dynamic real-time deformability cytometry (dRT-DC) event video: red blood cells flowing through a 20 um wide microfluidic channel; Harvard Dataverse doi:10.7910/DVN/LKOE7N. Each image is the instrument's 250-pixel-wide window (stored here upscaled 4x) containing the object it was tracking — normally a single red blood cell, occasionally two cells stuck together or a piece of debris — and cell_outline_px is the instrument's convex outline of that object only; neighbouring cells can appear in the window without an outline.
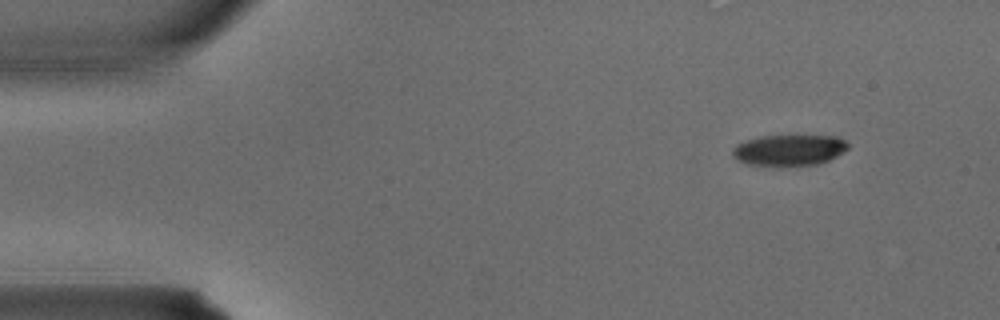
{"species": "common noctule bat (a hibernating species)", "species_latin": "Nyctalus noctula", "temperature_condition": "warm", "stored_images_in_passage": 2, "camera_frame_rate_fps": 3000, "um_per_image_px": 0.085, "animal": {"sex": "male", "body_mass_g": 15.6}, "frame": {"image": 1, "passage_image": 2, "time_ms": 0.333, "image_size_px": [1000, 320], "cell_outline_px": [[848, 148], [836, 156], [828, 160], [816, 164], [780, 168], [748, 164], [732, 156], [732, 152], [736, 144], [760, 136], [836, 136], [844, 140], [848, 144]], "centroid_in_image_um": [67.05, 12.79], "position_along_channel_um": 17.9, "area_um2": 21.1}}